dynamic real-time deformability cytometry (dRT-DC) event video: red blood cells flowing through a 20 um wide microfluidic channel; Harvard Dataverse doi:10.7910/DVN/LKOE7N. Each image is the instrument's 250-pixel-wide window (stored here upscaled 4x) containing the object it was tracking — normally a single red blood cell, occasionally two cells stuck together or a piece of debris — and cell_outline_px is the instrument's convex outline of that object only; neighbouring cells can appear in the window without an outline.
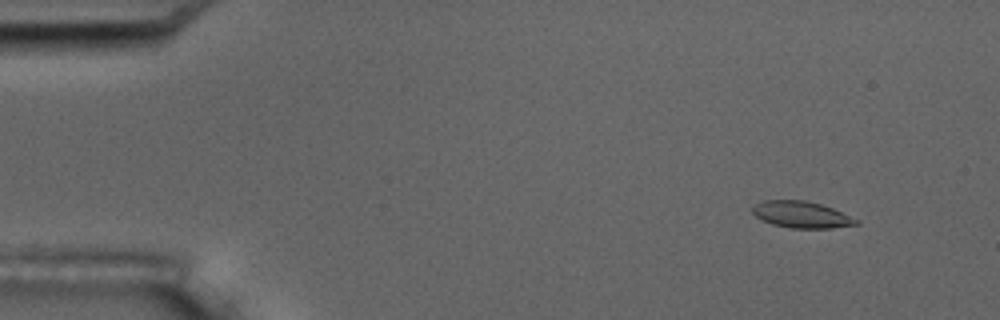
{"species": "common noctule bat (a hibernating species)", "species_latin": "Nyctalus noctula", "temperature_condition": "room temperature", "stored_images_in_passage": 7, "camera_frame_rate_fps": 3000, "um_per_image_px": 0.085, "animal": {"sex": "male", "body_mass_g": 17.5, "forearm_length_mm": 52.3}, "frame": {"image": 1, "passage_image": 1, "time_ms": 0.0, "image_size_px": [1000, 320], "cell_outline_px": [[860, 224], [832, 228], [792, 228], [772, 224], [756, 216], [752, 212], [752, 204], [764, 200], [804, 200], [820, 204], [832, 208], [860, 220]], "centroid_in_image_um": [68.13, 18.24], "position_along_channel_um": 16.9, "area_um2": 16.07}}
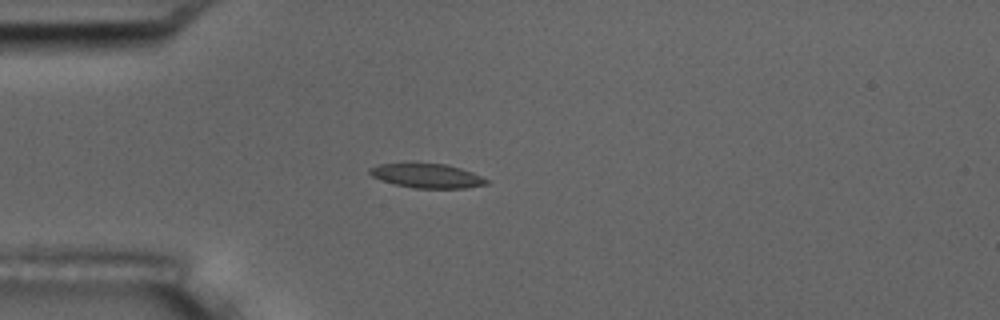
{"frame": {"image": 2, "passage_image": 4, "time_ms": 3.333, "image_size_px": [1000, 320], "cell_outline_px": [[488, 184], [464, 188], [412, 188], [396, 184], [372, 176], [368, 172], [368, 168], [380, 164], [444, 164], [460, 168], [472, 172], [488, 180]], "centroid_in_image_um": [36.3, 14.95], "position_along_channel_um": 48.7, "area_um2": 16.13}}